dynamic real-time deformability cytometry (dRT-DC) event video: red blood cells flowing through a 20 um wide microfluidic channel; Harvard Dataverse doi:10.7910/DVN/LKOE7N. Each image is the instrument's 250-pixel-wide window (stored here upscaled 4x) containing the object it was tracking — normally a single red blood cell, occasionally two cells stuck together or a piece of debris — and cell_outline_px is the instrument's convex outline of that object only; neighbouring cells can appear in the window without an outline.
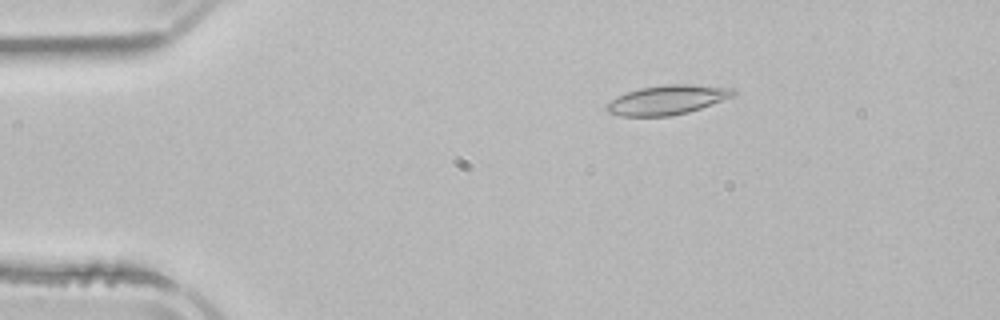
{"species": "common noctule bat (a hibernating species)", "species_latin": "Nyctalus noctula", "temperature_condition": "room temperature", "stored_images_in_passage": 3, "camera_frame_rate_fps": 3000, "um_per_image_px": 0.085, "animal": {"sex": "male", "body_mass_g": 21.5, "forearm_length_mm": 52.0}, "frame": {"image": 1, "passage_image": 2, "time_ms": 1.667, "image_size_px": [1000, 320], "cell_outline_px": [[736, 92], [732, 96], [700, 108], [688, 112], [668, 116], [620, 116], [608, 112], [604, 108], [604, 104], [628, 92], [640, 88], [664, 84], [692, 84], [732, 88]], "centroid_in_image_um": [56.68, 8.49], "position_along_channel_um": 28.3, "area_um2": 21.44}}